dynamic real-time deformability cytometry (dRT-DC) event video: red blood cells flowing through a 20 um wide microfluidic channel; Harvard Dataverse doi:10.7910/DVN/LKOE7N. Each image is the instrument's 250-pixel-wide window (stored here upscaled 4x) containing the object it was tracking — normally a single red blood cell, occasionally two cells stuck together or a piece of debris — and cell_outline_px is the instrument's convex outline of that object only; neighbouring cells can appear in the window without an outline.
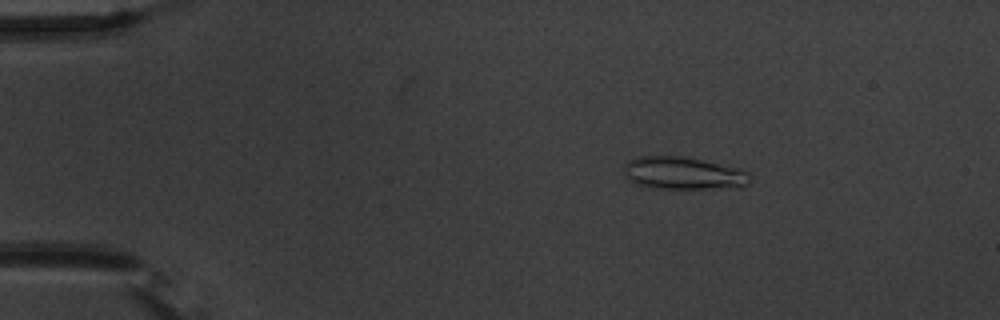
{"species": "common noctule bat (a hibernating species)", "species_latin": "Nyctalus noctula", "temperature_condition": "warm", "stored_images_in_passage": 56, "camera_frame_rate_fps": 3000, "um_per_image_px": 0.085, "animal": {"sex": "male", "body_mass_g": 20.1, "forearm_length_mm": 53.5}, "frame": {"image": 1, "passage_image": 10, "time_ms": 3.0, "image_size_px": [1000, 320], "cell_outline_px": [[752, 180], [748, 184], [740, 188], [648, 188], [636, 184], [628, 180], [624, 172], [624, 164], [636, 156], [684, 156], [736, 168], [752, 172]], "centroid_in_image_um": [58.1, 14.73], "position_along_channel_um": 26.9, "area_um2": 24.22}}
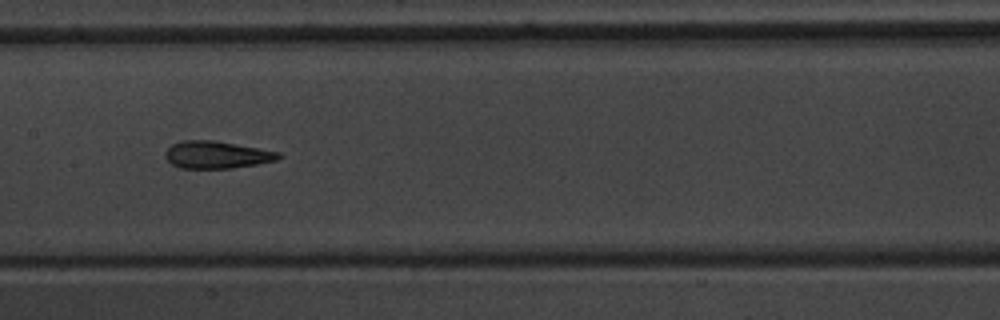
{"frame": {"image": 2, "passage_image": 29, "time_ms": 9.333, "image_size_px": [1000, 320], "cell_outline_px": [[284, 156], [276, 160], [256, 164], [232, 168], [180, 168], [172, 164], [164, 156], [164, 152], [172, 144], [180, 140], [216, 140], [280, 152]], "centroid_in_image_um": [18.41, 13.14], "position_along_channel_um": 189.0, "area_um2": 18.15}}
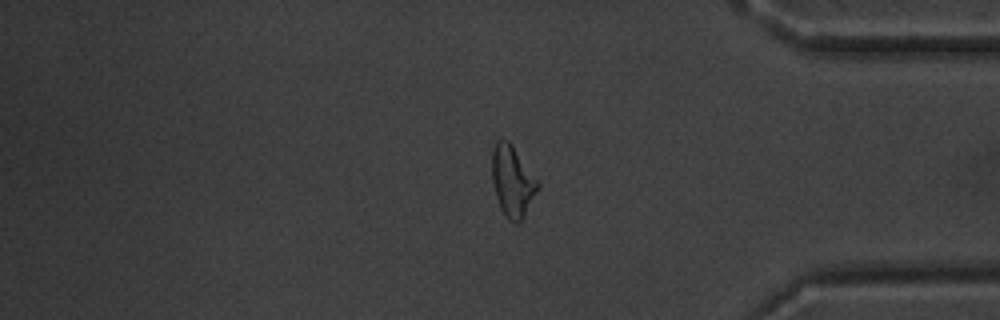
{"frame": {"image": 3, "passage_image": 47, "time_ms": 15.333, "image_size_px": [1000, 320], "cell_outline_px": [[540, 188], [524, 216], [516, 224], [508, 220], [500, 208], [496, 196], [492, 180], [492, 148], [496, 140], [508, 140], [512, 144], [540, 180]], "centroid_in_image_um": [43.59, 15.38], "position_along_channel_um": 391.6, "area_um2": 19.36}, "authors_computed_cell_mechanics": {"area_um2": 18.8139, "velocity_mm_per_s": 3.6978, "shape_relaxation_time_tau1_ms": 9.0792, "shape_relaxation_time_tau2_ms": 2.711, "deformation_change_tau1": 0.2264, "deformation_change_tau2": 0.134}}